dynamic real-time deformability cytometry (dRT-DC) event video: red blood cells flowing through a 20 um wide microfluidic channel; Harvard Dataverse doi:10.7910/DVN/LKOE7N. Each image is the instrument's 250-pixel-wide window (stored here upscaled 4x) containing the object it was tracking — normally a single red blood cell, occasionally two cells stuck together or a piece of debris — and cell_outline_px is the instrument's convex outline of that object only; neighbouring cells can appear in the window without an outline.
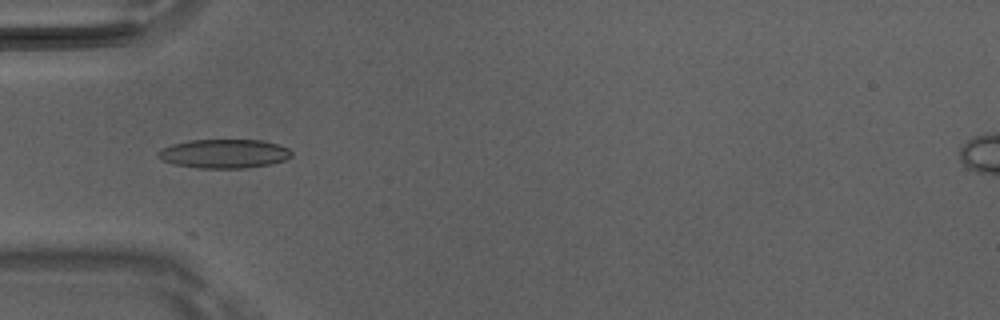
{"species": "Egyptian fruit bat (a non-hibernating species)", "species_latin": "Rousettus aegyptiacus", "temperature_condition": "room temperature", "stored_images_in_passage": 4, "camera_frame_rate_fps": 3000, "um_per_image_px": 0.085, "animal": {"sex": "male"}, "frame": {"image": 1, "passage_image": 3, "time_ms": 0.667, "image_size_px": [1000, 320], "cell_outline_px": [[292, 156], [284, 160], [272, 164], [248, 168], [200, 168], [172, 164], [156, 156], [156, 152], [172, 144], [188, 140], [264, 140], [288, 148], [292, 152]], "centroid_in_image_um": [19.06, 13.06], "position_along_channel_um": 65.9, "area_um2": 22.6}}